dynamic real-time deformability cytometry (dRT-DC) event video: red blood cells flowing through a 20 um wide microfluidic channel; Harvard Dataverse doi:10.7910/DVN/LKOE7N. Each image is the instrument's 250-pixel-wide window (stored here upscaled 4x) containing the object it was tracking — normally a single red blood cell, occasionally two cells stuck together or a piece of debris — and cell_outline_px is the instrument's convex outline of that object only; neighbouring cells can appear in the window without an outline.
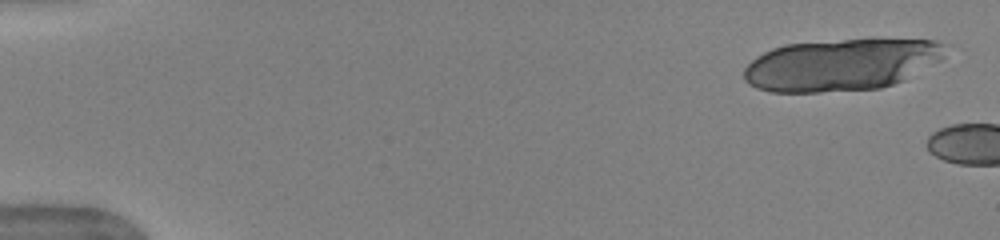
{"species": "human", "species_latin": "Homo sapiens", "temperature_condition": "warm", "stored_images_in_passage": 5, "camera_frame_rate_fps": 3000, "um_per_image_px": 0.085, "donor": {"sex": "female"}, "frame": {"image": 1, "passage_image": 2, "time_ms": 0.333, "image_size_px": [1000, 240], "cell_outline_px": [[948, 44], [944, 56], [940, 60], [904, 80], [880, 88], [820, 92], [768, 92], [756, 88], [748, 84], [744, 80], [744, 68], [756, 56], [772, 48], [784, 44], [844, 40], [936, 40]], "centroid_in_image_um": [71.47, 5.51], "position_along_channel_um": 13.5, "area_um2": 60.81}}